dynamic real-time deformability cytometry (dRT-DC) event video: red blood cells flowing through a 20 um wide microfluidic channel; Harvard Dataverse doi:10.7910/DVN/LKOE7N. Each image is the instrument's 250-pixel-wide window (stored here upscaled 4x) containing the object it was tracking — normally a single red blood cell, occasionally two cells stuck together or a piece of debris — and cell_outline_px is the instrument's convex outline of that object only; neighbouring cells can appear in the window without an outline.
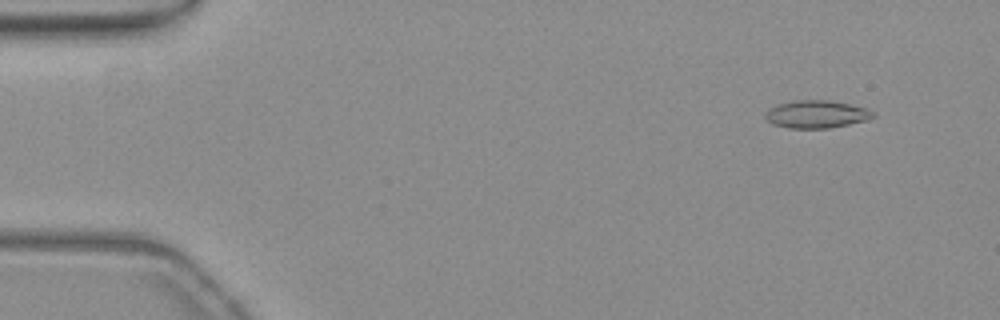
{"species": "common noctule bat (a hibernating species)", "species_latin": "Nyctalus noctula", "temperature_condition": "warm", "stored_images_in_passage": 55, "camera_frame_rate_fps": 3000, "um_per_image_px": 0.085, "animal": {"sex": "female", "body_mass_g": 19.3, "forearm_length_mm": 54.1}, "frame": {"image": 1, "passage_image": 5, "time_ms": 1.333, "image_size_px": [1000, 320], "cell_outline_px": [[876, 116], [864, 120], [848, 124], [828, 128], [788, 128], [772, 124], [764, 116], [764, 112], [768, 108], [780, 104], [800, 100], [828, 100], [848, 104], [864, 108], [876, 112]], "centroid_in_image_um": [69.37, 9.71], "position_along_channel_um": 15.6, "area_um2": 17.17}}
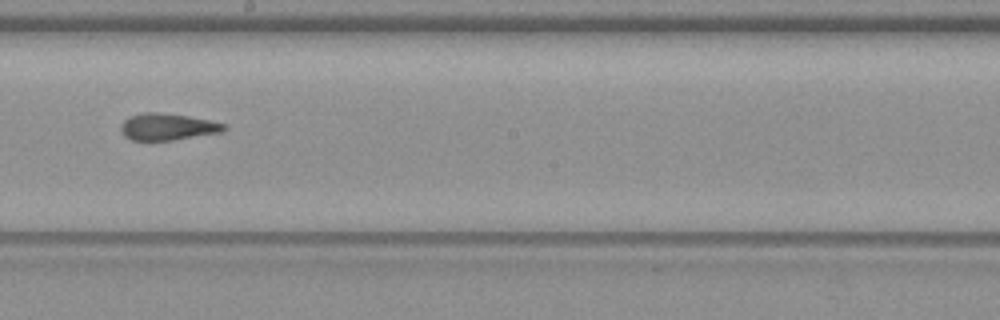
{"frame": {"image": 2, "passage_image": 31, "time_ms": 10.0, "image_size_px": [1000, 320], "cell_outline_px": [[228, 128], [220, 132], [172, 140], [132, 140], [124, 136], [120, 128], [120, 124], [128, 116], [144, 112], [160, 112], [188, 116], [228, 124]], "centroid_in_image_um": [14.22, 10.76], "position_along_channel_um": 234.0, "area_um2": 16.13}}
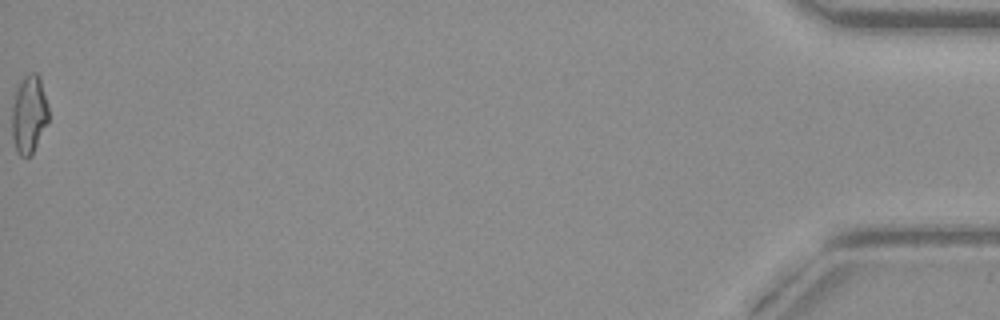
{"frame": {"image": 3, "passage_image": 55, "time_ms": 18.0, "image_size_px": [1000, 320], "cell_outline_px": [[48, 124], [32, 156], [20, 156], [16, 152], [12, 140], [12, 104], [16, 92], [24, 76], [28, 72], [36, 72], [40, 76], [48, 108]], "centroid_in_image_um": [2.47, 9.76], "position_along_channel_um": 432.7, "area_um2": 16.94}, "authors_computed_cell_mechanics": {"area_um2": 16.2996, "velocity_mm_per_s": 3.8087, "shape_relaxation_time_tau1_ms": null, "shape_relaxation_time_tau2_ms": 2.8835, "deformation_change_tau1": null, "deformation_change_tau2": 0.0884}}